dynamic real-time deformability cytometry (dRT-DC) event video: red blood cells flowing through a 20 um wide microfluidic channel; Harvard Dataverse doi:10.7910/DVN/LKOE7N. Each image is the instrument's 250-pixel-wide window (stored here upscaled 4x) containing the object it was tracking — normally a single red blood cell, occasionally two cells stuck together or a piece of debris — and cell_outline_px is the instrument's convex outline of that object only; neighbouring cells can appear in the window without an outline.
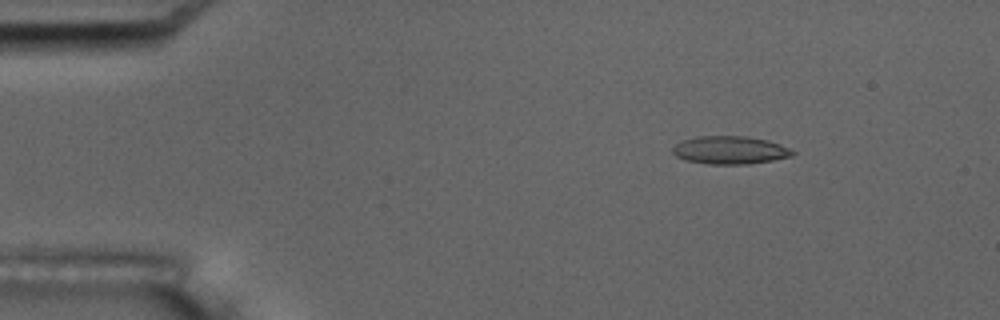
{"species": "common noctule bat (a hibernating species)", "species_latin": "Nyctalus noctula", "temperature_condition": "room temperature", "stored_images_in_passage": 3, "camera_frame_rate_fps": 3000, "um_per_image_px": 0.085, "animal": {"sex": "male", "body_mass_g": 17.5, "forearm_length_mm": 52.3}, "frame": {"image": 1, "passage_image": 1, "time_ms": 0.0, "image_size_px": [1000, 320], "cell_outline_px": [[796, 152], [792, 156], [772, 160], [748, 164], [708, 164], [688, 160], [676, 156], [672, 152], [672, 148], [676, 144], [684, 140], [700, 136], [748, 136], [768, 140], [780, 144]], "centroid_in_image_um": [62.07, 12.75], "position_along_channel_um": 22.9, "area_um2": 19.42}}